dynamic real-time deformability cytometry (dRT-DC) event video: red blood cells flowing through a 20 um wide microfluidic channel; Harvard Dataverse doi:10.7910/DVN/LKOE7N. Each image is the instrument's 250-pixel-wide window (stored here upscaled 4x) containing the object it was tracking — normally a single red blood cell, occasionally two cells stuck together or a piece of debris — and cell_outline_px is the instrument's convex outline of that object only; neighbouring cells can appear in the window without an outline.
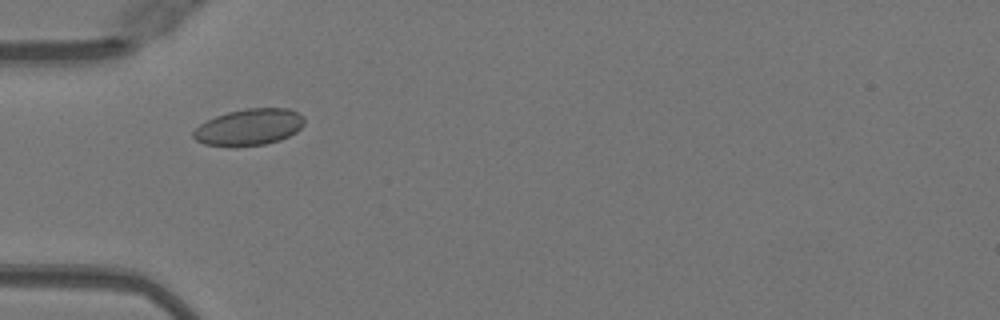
{"species": "Egyptian fruit bat (a non-hibernating species)", "species_latin": "Rousettus aegyptiacus", "temperature_condition": "warm", "stored_images_in_passage": 36, "camera_frame_rate_fps": 3000, "um_per_image_px": 0.085, "animal": {"sex": "female"}, "frame": {"image": 1, "passage_image": 2, "time_ms": 0.333, "image_size_px": [1000, 320], "cell_outline_px": [[304, 124], [296, 132], [280, 140], [264, 144], [204, 144], [196, 140], [192, 136], [192, 132], [200, 124], [216, 116], [228, 112], [248, 108], [288, 108], [304, 116]], "centroid_in_image_um": [21.21, 10.77], "position_along_channel_um": 63.8, "area_um2": 22.95}}
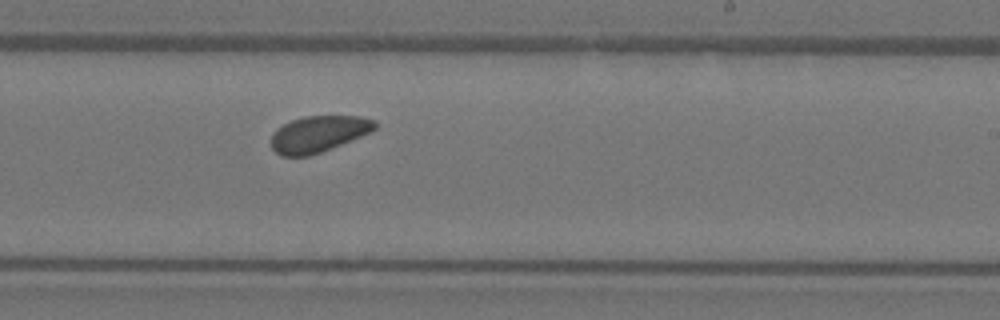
{"frame": {"image": 2, "passage_image": 17, "time_ms": 5.333, "image_size_px": [1000, 320], "cell_outline_px": [[376, 128], [372, 132], [320, 152], [308, 156], [280, 156], [272, 148], [272, 132], [276, 128], [292, 120], [304, 116], [360, 116], [376, 120]], "centroid_in_image_um": [27.07, 11.38], "position_along_channel_um": 261.9, "area_um2": 21.91}}
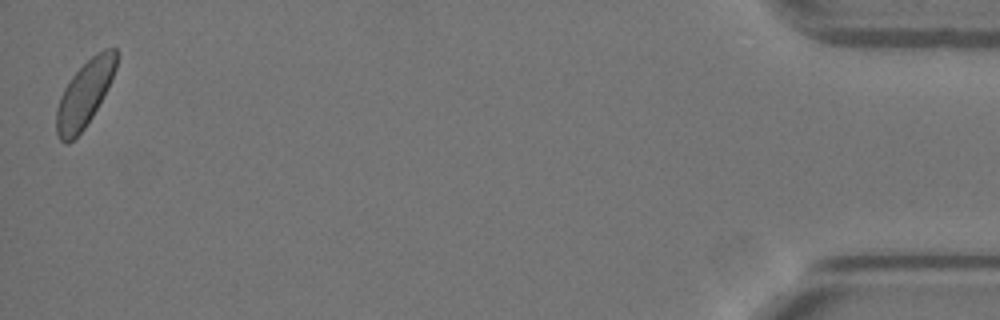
{"frame": {"image": 3, "passage_image": 36, "time_ms": 11.667, "image_size_px": [1000, 320], "cell_outline_px": [[116, 68], [92, 116], [84, 128], [68, 144], [64, 144], [60, 140], [56, 132], [56, 108], [60, 96], [64, 88], [72, 76], [96, 52], [104, 48], [116, 48]], "centroid_in_image_um": [7.14, 8.0], "position_along_channel_um": 428.1, "area_um2": 22.43}, "authors_computed_cell_mechanics": {"area_um2": 22.542, "velocity_mm_per_s": 4.0058, "shape_relaxation_time_tau1_ms": 0.3496, "shape_relaxation_time_tau2_ms": null, "deformation_change_tau1": 0.0337, "deformation_change_tau2": null}}